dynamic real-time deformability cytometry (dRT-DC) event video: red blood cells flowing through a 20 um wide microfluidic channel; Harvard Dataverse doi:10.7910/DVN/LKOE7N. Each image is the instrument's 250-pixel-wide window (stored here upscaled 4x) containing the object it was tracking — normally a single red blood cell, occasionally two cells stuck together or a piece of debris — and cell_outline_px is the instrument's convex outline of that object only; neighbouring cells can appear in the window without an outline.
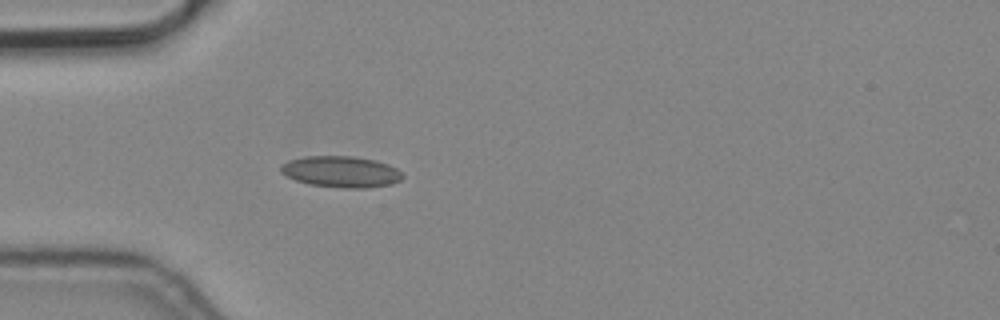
{"species": "common noctule bat (a hibernating species)", "species_latin": "Nyctalus noctula", "temperature_condition": "cold", "stored_images_in_passage": 1, "camera_frame_rate_fps": 3000, "um_per_image_px": 0.085, "animal": {"sex": "male", "body_mass_g": 19.2, "forearm_length_mm": 51.8}, "frame": {"image": 1, "passage_image": 1, "time_ms": 0.0, "image_size_px": [1000, 320], "cell_outline_px": [[404, 176], [400, 180], [392, 184], [368, 188], [344, 188], [308, 184], [296, 180], [280, 172], [280, 164], [288, 160], [304, 156], [352, 156], [376, 160], [388, 164], [396, 168]], "centroid_in_image_um": [28.98, 14.59], "position_along_channel_um": 56.0, "area_um2": 22.31}}